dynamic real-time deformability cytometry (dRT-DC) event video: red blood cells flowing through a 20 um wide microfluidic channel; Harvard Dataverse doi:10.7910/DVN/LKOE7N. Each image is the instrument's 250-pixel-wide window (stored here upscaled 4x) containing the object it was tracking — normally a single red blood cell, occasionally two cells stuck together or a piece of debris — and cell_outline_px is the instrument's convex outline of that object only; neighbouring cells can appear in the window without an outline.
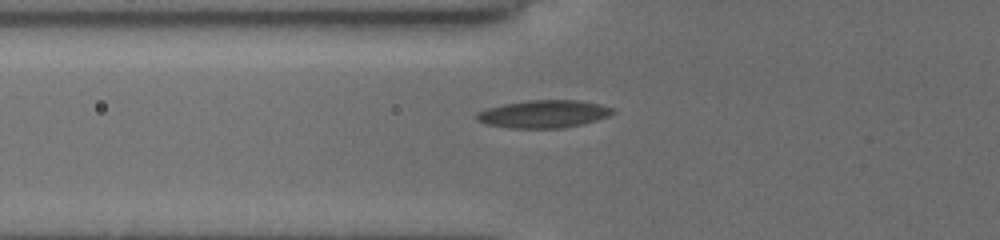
{"species": "common noctule bat (a hibernating species)", "species_latin": "Nyctalus noctula", "temperature_condition": "cold", "stored_images_in_passage": 35, "camera_frame_rate_fps": 3000, "um_per_image_px": 0.085, "animal": {"sex": "female", "body_mass_g": 19.5, "forearm_length_mm": 54.1}, "frame": {"image": 1, "passage_image": 2, "time_ms": 0.333, "image_size_px": [1000, 240], "cell_outline_px": [[616, 112], [608, 116], [584, 124], [564, 128], [512, 128], [488, 124], [476, 120], [476, 112], [488, 108], [504, 104], [528, 100], [580, 100], [600, 104], [612, 108]], "centroid_in_image_um": [46.23, 9.69], "position_along_channel_um": 79.6, "area_um2": 21.96}}
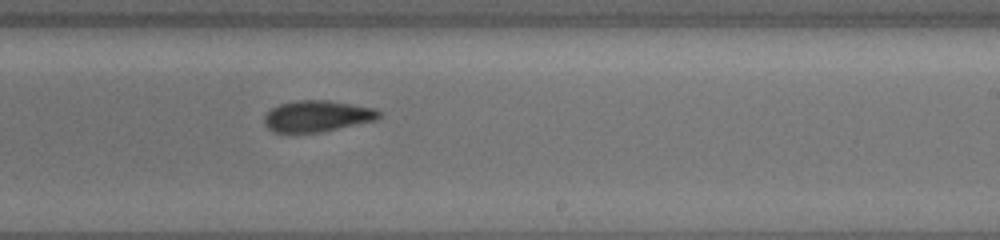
{"frame": {"image": 2, "passage_image": 16, "time_ms": 5.0, "image_size_px": [1000, 240], "cell_outline_px": [[380, 116], [376, 120], [320, 132], [288, 136], [272, 132], [264, 124], [264, 116], [272, 108], [280, 104], [296, 100], [328, 100], [376, 108], [380, 112]], "centroid_in_image_um": [26.89, 9.91], "position_along_channel_um": 262.1, "area_um2": 21.5}}
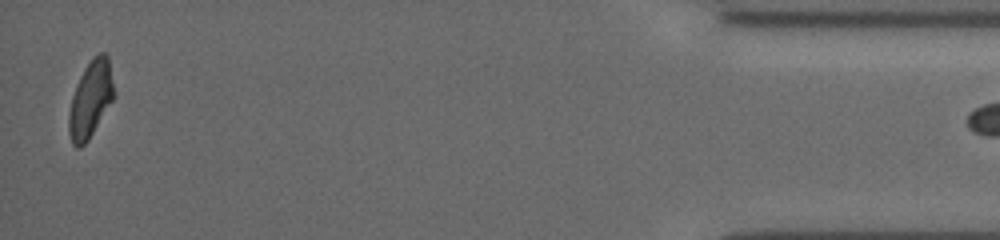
{"frame": {"image": 3, "passage_image": 34, "time_ms": 11.0, "image_size_px": [1000, 240], "cell_outline_px": [[112, 100], [88, 140], [80, 148], [76, 148], [72, 144], [68, 132], [68, 112], [72, 96], [76, 84], [84, 68], [92, 56], [100, 52], [104, 52], [108, 56], [112, 84]], "centroid_in_image_um": [7.64, 8.44], "position_along_channel_um": 427.6, "area_um2": 19.83}}